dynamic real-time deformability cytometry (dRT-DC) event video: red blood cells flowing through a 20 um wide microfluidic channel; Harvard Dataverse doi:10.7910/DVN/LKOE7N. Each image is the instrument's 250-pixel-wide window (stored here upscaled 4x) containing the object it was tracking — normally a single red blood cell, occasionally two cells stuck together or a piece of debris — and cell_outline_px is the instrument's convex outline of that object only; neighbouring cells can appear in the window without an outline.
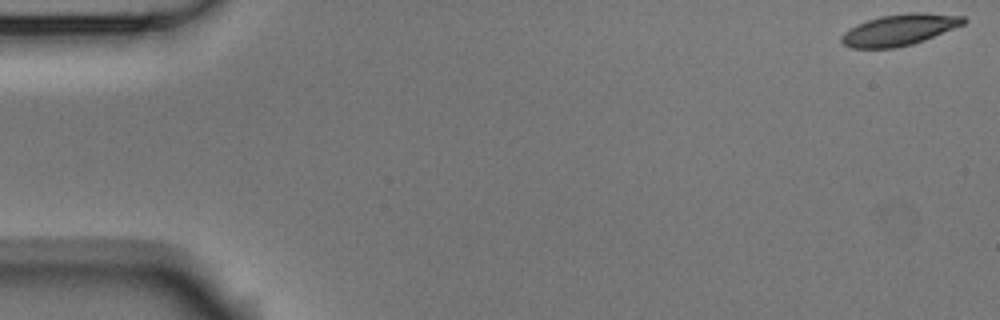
{"species": "Egyptian fruit bat (a non-hibernating species)", "species_latin": "Rousettus aegyptiacus", "temperature_condition": "room temperature", "stored_images_in_passage": 54, "camera_frame_rate_fps": 3000, "um_per_image_px": 0.085, "animal": {"sex": "male"}, "frame": {"image": 1, "passage_image": 1, "time_ms": 0.0, "image_size_px": [1000, 320], "cell_outline_px": [[968, 20], [964, 24], [924, 40], [912, 44], [896, 48], [852, 48], [844, 44], [840, 40], [840, 36], [844, 32], [856, 24], [880, 16], [908, 12], [924, 12], [964, 16]], "centroid_in_image_um": [76.45, 2.52], "position_along_channel_um": 8.5, "area_um2": 22.31}}
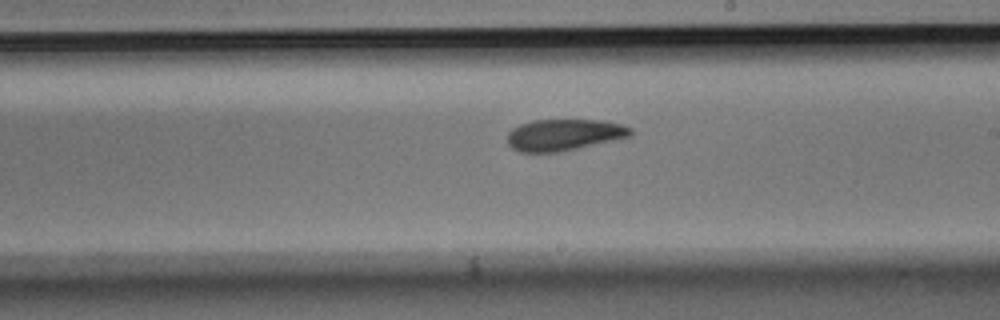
{"frame": {"image": 2, "passage_image": 31, "time_ms": 10.0, "image_size_px": [1000, 320], "cell_outline_px": [[632, 136], [576, 148], [556, 152], [520, 152], [512, 148], [508, 144], [508, 132], [512, 128], [520, 124], [532, 120], [604, 120], [624, 124], [632, 128]], "centroid_in_image_um": [47.95, 11.44], "position_along_channel_um": 241.0, "area_um2": 22.6}}
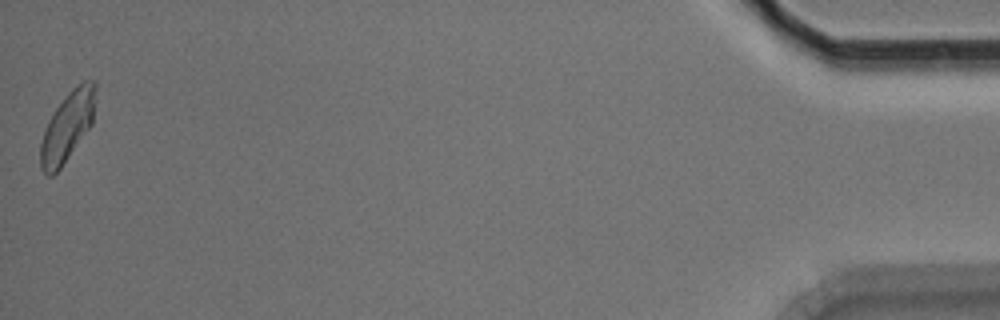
{"frame": {"image": 3, "passage_image": 54, "time_ms": 17.667, "image_size_px": [1000, 320], "cell_outline_px": [[96, 88], [92, 124], [60, 168], [52, 176], [48, 176], [40, 168], [40, 144], [48, 120], [56, 108], [68, 92], [72, 88], [84, 80], [92, 80], [96, 84]], "centroid_in_image_um": [5.72, 10.75], "position_along_channel_um": 429.5, "area_um2": 22.02}, "authors_computed_cell_mechanics": {"area_um2": 22.5998, "velocity_mm_per_s": 3.688, "shape_relaxation_time_tau1_ms": 4.9215, "shape_relaxation_time_tau2_ms": 8.4074, "deformation_change_tau1": 0.123, "deformation_change_tau2": 0.1588}}